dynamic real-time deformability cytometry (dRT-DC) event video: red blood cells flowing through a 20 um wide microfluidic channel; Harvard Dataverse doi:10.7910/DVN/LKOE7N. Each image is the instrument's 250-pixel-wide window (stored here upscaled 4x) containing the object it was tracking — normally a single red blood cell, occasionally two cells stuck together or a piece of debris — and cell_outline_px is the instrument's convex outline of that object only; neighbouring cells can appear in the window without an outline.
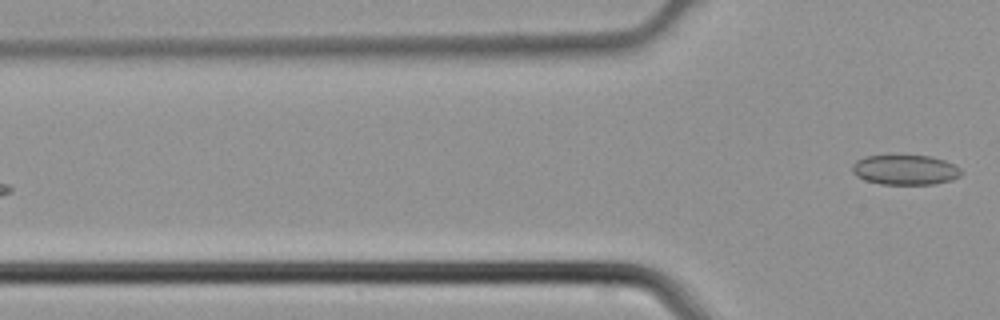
{"species": "common noctule bat (a hibernating species)", "species_latin": "Nyctalus noctula", "temperature_condition": "cold", "stored_images_in_passage": 4, "camera_frame_rate_fps": 3000, "um_per_image_px": 0.085, "animal": {"sex": "male", "body_mass_g": 21.5, "forearm_length_mm": 52.0}, "frame": {"image": 1, "passage_image": 4, "time_ms": 1.0, "image_size_px": [1000, 320], "cell_outline_px": [[960, 176], [952, 180], [932, 184], [880, 184], [864, 180], [856, 176], [852, 172], [852, 164], [856, 160], [864, 156], [932, 156], [944, 160], [960, 168]], "centroid_in_image_um": [76.9, 14.44], "position_along_channel_um": 48.9, "area_um2": 18.96}}